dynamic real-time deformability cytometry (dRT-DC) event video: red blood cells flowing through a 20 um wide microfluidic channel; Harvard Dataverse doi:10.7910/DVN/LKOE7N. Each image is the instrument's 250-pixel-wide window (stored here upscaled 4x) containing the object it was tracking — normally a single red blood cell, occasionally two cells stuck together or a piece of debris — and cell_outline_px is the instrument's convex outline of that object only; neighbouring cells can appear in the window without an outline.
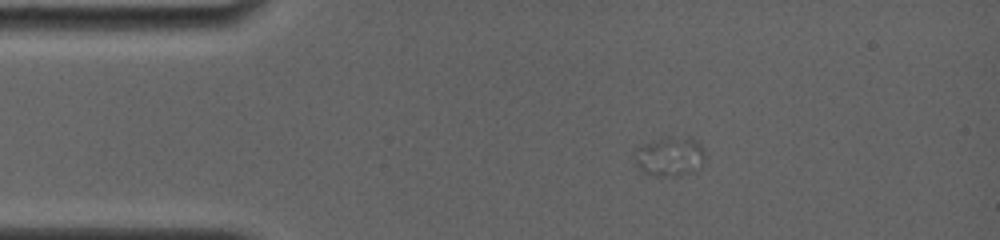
{"species": "common noctule bat (a hibernating species)", "species_latin": "Nyctalus noctula", "temperature_condition": "room temperature", "stored_images_in_passage": 22, "camera_frame_rate_fps": 4000, "um_per_image_px": 0.085, "animal": {"sex": "female", "body_mass_g": 19.0, "forearm_length_mm": 56.7}, "frame": {"image": 1, "passage_image": 1, "time_ms": 0.0, "image_size_px": [1000, 240], "cell_outline_px": [[704, 156], [700, 168], [680, 176], [648, 176], [636, 164], [632, 156], [632, 152], [636, 148], [644, 144], [660, 140], [688, 136], [700, 140], [704, 148]], "centroid_in_image_um": [56.94, 13.32], "position_along_channel_um": 28.1, "area_um2": 16.36}}
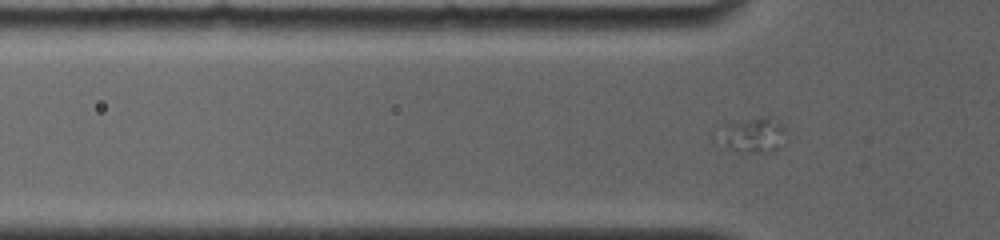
{"frame": {"image": 2, "passage_image": 10, "time_ms": 2.25, "image_size_px": [1000, 240], "cell_outline_px": [[784, 128], [776, 148], [768, 152], [748, 152], [732, 148], [712, 140], [712, 132], [724, 124], [760, 116], [768, 116], [780, 124]], "centroid_in_image_um": [63.76, 11.44], "position_along_channel_um": 62.0, "area_um2": 13.7}}